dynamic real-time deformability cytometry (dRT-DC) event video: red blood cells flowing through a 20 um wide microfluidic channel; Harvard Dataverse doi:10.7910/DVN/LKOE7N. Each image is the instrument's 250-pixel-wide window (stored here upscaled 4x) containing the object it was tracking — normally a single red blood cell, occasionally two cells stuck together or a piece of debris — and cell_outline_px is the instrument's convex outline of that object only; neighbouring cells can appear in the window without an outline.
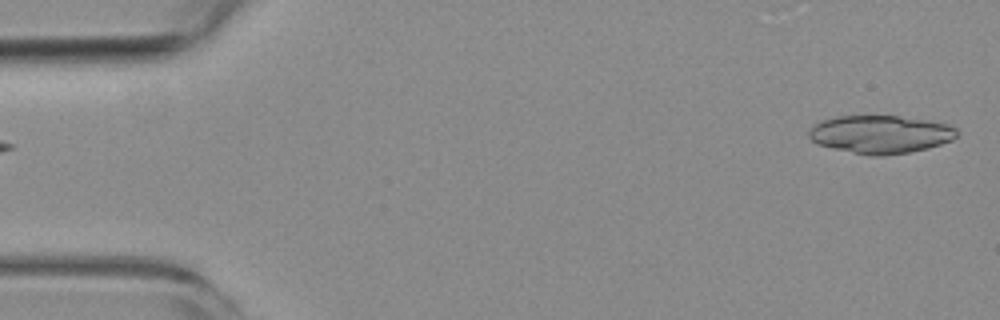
{"species": "common noctule bat (a hibernating species)", "species_latin": "Nyctalus noctula", "temperature_condition": "room temperature", "stored_images_in_passage": 3, "segment_of_instrument_passage": [2, 2], "camera_frame_rate_fps": 3000, "um_per_image_px": 0.085, "animal": {"sex": "female", "body_mass_g": 19.3, "forearm_length_mm": 54.1}, "frame": {"image": 1, "passage_image": 3, "time_ms": 2.333, "image_size_px": [1000, 320], "cell_outline_px": [[956, 136], [952, 140], [928, 148], [908, 152], [884, 156], [872, 156], [852, 152], [816, 144], [808, 136], [808, 132], [820, 120], [836, 116], [896, 116], [924, 120], [948, 124], [956, 128]], "centroid_in_image_um": [74.81, 11.42], "position_along_channel_um": 10.2, "area_um2": 32.54}}